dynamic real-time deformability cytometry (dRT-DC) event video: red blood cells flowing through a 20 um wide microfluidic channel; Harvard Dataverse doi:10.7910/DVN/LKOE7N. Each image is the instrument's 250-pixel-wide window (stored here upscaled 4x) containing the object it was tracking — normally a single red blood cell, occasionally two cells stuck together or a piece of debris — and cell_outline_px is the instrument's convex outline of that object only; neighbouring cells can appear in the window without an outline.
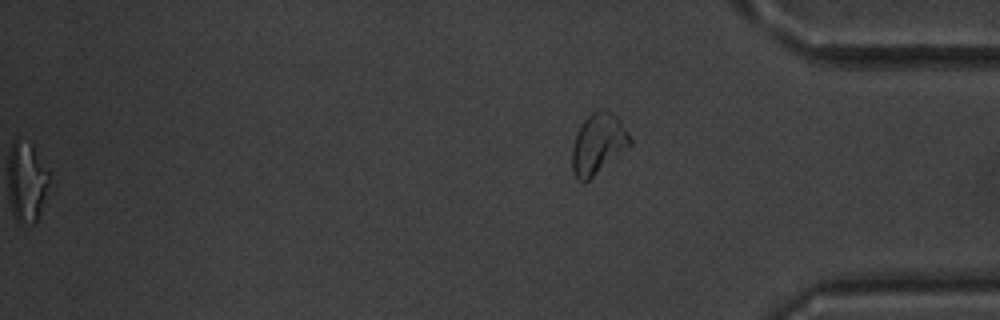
{"species": "common noctule bat (a hibernating species)", "species_latin": "Nyctalus noctula", "temperature_condition": "warm", "stored_images_in_passage": 51, "segment_of_instrument_passage": [2, 2], "camera_frame_rate_fps": 3000, "um_per_image_px": 0.085, "animal": {"sex": "male", "body_mass_g": 20.1, "forearm_length_mm": 53.5}, "frame": {"image": 1, "passage_image": 51, "time_ms": 16.667, "image_size_px": [1000, 320], "cell_outline_px": [[632, 144], [588, 180], [576, 180], [572, 172], [572, 148], [576, 136], [584, 120], [592, 112], [608, 112], [616, 116], [620, 120], [632, 140]], "centroid_in_image_um": [50.83, 12.26], "position_along_channel_um": 384.4, "area_um2": 19.77}}